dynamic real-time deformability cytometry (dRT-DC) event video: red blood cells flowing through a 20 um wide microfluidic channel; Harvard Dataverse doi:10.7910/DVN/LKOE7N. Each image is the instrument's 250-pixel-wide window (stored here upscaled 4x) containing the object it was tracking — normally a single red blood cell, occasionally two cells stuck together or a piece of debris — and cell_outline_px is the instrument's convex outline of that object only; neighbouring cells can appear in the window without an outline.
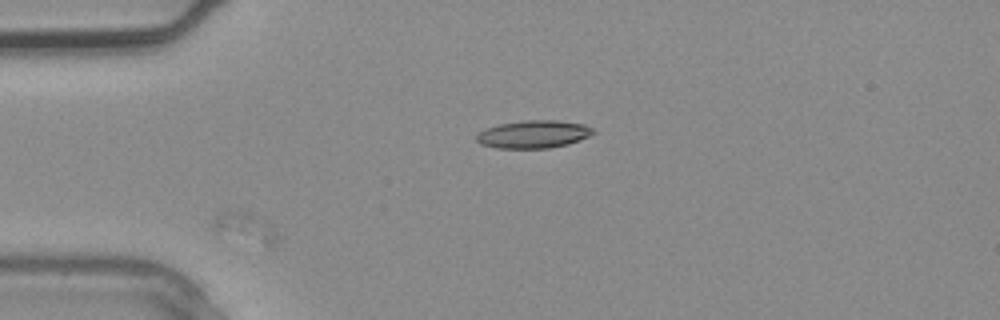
{"species": "common noctule bat (a hibernating species)", "species_latin": "Nyctalus noctula", "temperature_condition": "warm", "stored_images_in_passage": 3, "camera_frame_rate_fps": 3000, "um_per_image_px": 0.085, "animal": {"sex": "male", "body_mass_g": 20.4}, "frame": {"image": 1, "passage_image": 2, "time_ms": 0.333, "image_size_px": [1000, 320], "cell_outline_px": [[280, 240], [272, 252], [212, 228], [212, 216], [216, 212], [224, 208], [244, 208], [276, 228]], "centroid_in_image_um": [20.92, 19.34], "position_along_channel_um": 64.1, "area_um2": 12.72}}